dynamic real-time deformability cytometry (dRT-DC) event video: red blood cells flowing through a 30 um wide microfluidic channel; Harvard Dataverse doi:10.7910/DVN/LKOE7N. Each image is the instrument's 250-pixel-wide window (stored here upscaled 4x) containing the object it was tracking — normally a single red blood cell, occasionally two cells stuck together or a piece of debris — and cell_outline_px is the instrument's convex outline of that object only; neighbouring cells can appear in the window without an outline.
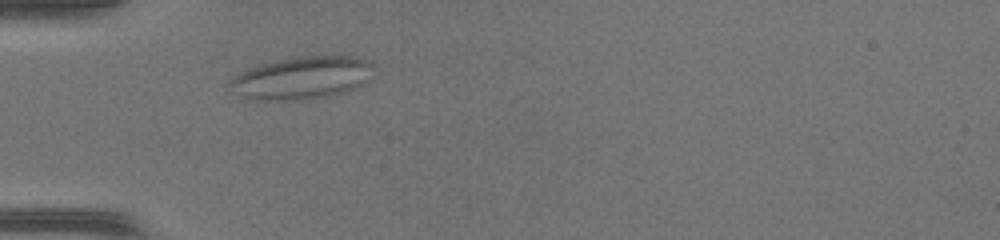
{"species": "common noctule bat (a hibernating species)", "species_latin": "Nyctalus noctula", "temperature_condition": "warm", "stored_images_in_passage": 41, "camera_frame_rate_fps": 3000, "um_per_image_px": 0.085, "animal": {"sex": "female", "body_mass_g": 17.0, "forearm_length_mm": 48.0}, "frame": {"image": 1, "passage_image": 7, "time_ms": 2.0, "image_size_px": [1000, 240], "cell_outline_px": [[372, 64], [364, 80], [360, 84], [352, 88], [340, 92], [324, 96], [296, 100], [264, 100], [248, 96], [228, 84], [240, 72], [260, 64], [276, 60], [300, 56], [352, 56], [368, 60]], "centroid_in_image_um": [25.66, 6.58], "position_along_channel_um": 59.3, "area_um2": 34.1}}
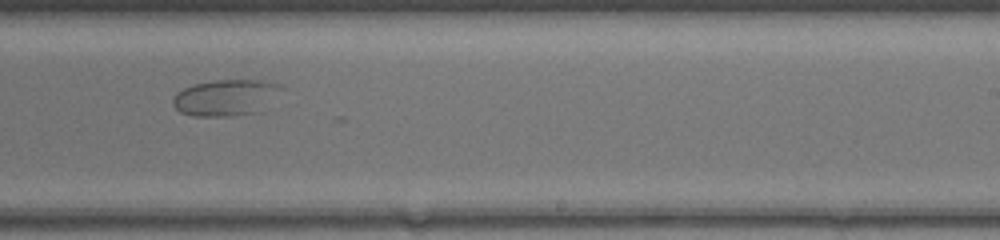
{"frame": {"image": 2, "passage_image": 23, "time_ms": 7.333, "image_size_px": [1000, 240], "cell_outline_px": [[284, 88], [260, 112], [228, 116], [196, 116], [180, 112], [172, 104], [172, 96], [176, 92], [184, 88], [196, 84], [216, 80], [260, 80], [276, 84]], "centroid_in_image_um": [19.17, 8.3], "position_along_channel_um": 269.8, "area_um2": 22.83}}
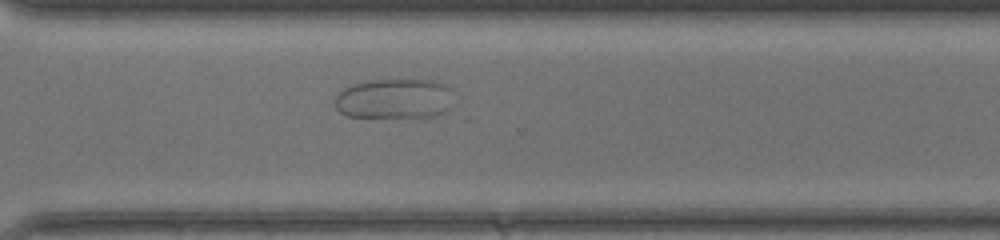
{"frame": {"image": 3, "passage_image": 28, "time_ms": 9.0, "image_size_px": [1000, 240], "cell_outline_px": [[452, 108], [444, 112], [432, 116], [348, 116], [340, 112], [336, 108], [336, 96], [344, 88], [352, 84], [364, 80], [432, 80], [444, 84], [452, 88]], "centroid_in_image_um": [33.56, 8.37], "position_along_channel_um": 337.0, "area_um2": 27.63}}